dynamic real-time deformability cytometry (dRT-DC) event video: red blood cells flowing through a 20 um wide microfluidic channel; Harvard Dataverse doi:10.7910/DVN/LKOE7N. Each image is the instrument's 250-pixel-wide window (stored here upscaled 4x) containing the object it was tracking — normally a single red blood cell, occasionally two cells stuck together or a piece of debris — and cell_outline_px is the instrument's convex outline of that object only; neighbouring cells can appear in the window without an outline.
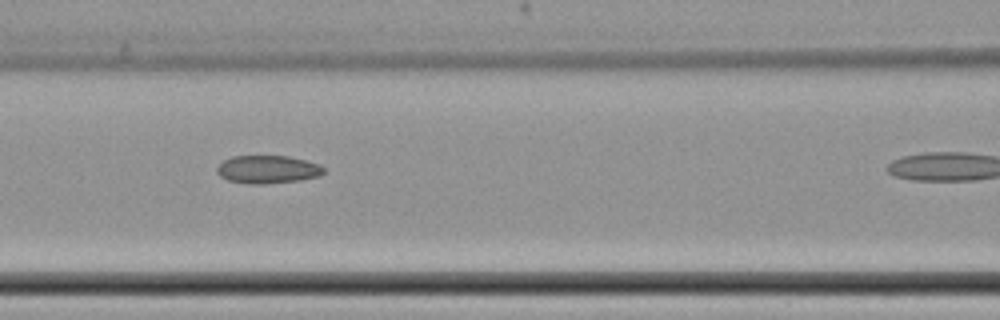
{"species": "common noctule bat (a hibernating species)", "species_latin": "Nyctalus noctula", "temperature_condition": "cold", "stored_images_in_passage": 29, "camera_frame_rate_fps": 3000, "um_per_image_px": 0.085, "animal": {"sex": "female", "body_mass_g": 22.7, "forearm_length_mm": 54.2}, "frame": {"image": 1, "passage_image": 25, "time_ms": 8.0, "image_size_px": [1000, 320], "cell_outline_px": [[324, 172], [320, 176], [300, 180], [264, 184], [252, 184], [228, 180], [220, 176], [216, 172], [216, 168], [224, 160], [232, 156], [288, 156], [320, 164], [324, 168]], "centroid_in_image_um": [22.75, 14.4], "position_along_channel_um": 143.8, "area_um2": 17.4}}